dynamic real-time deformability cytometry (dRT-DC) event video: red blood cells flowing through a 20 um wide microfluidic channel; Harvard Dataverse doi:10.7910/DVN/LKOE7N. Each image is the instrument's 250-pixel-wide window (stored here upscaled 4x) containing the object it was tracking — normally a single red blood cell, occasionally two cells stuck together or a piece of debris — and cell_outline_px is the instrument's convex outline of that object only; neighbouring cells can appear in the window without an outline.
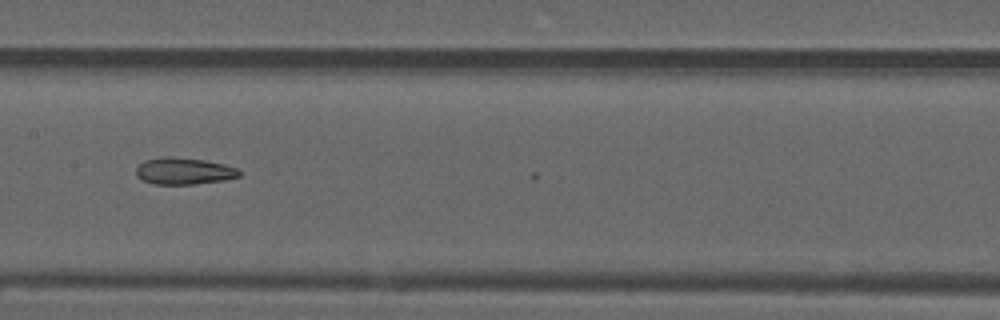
{"species": "common noctule bat (a hibernating species)", "species_latin": "Nyctalus noctula", "temperature_condition": "warm", "stored_images_in_passage": 20, "camera_frame_rate_fps": 3000, "um_per_image_px": 0.085, "animal": {"sex": "male", "forearm_length_mm": 52.5}, "frame": {"image": 1, "passage_image": 19, "time_ms": 6.0, "image_size_px": [1000, 320], "cell_outline_px": [[240, 176], [224, 180], [192, 184], [152, 184], [136, 176], [136, 168], [144, 160], [164, 156], [172, 156], [204, 160], [224, 164], [240, 168]], "centroid_in_image_um": [15.64, 14.53], "position_along_channel_um": 191.8, "area_um2": 16.18}}